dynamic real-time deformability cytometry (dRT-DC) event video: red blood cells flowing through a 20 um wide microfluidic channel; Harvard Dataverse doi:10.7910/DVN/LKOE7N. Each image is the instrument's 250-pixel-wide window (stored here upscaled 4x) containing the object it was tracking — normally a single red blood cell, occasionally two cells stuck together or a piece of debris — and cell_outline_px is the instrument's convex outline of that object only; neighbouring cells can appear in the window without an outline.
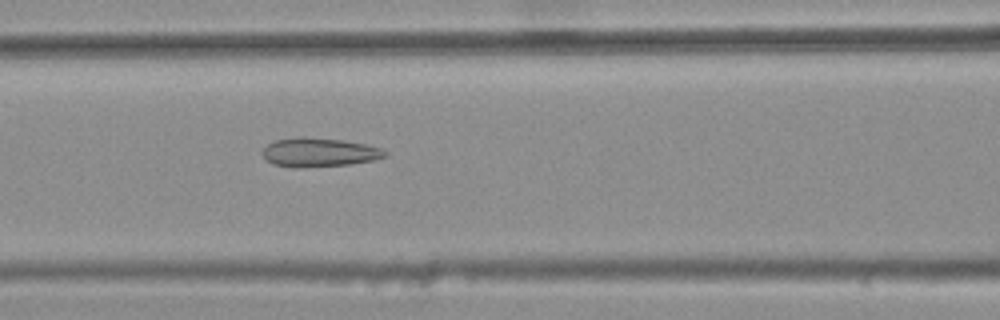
{"species": "common noctule bat (a hibernating species)", "species_latin": "Nyctalus noctula", "temperature_condition": "warm", "stored_images_in_passage": 37, "camera_frame_rate_fps": 3000, "um_per_image_px": 0.085, "animal": {"sex": "female", "body_mass_g": 25.1}, "frame": {"image": 1, "passage_image": 12, "time_ms": 3.667, "image_size_px": [1000, 320], "cell_outline_px": [[388, 156], [376, 160], [348, 164], [296, 168], [272, 164], [260, 152], [268, 144], [276, 140], [300, 136], [304, 136], [344, 140], [364, 144], [380, 148], [388, 152]], "centroid_in_image_um": [27.14, 12.94], "position_along_channel_um": 139.5, "area_um2": 20.75}}
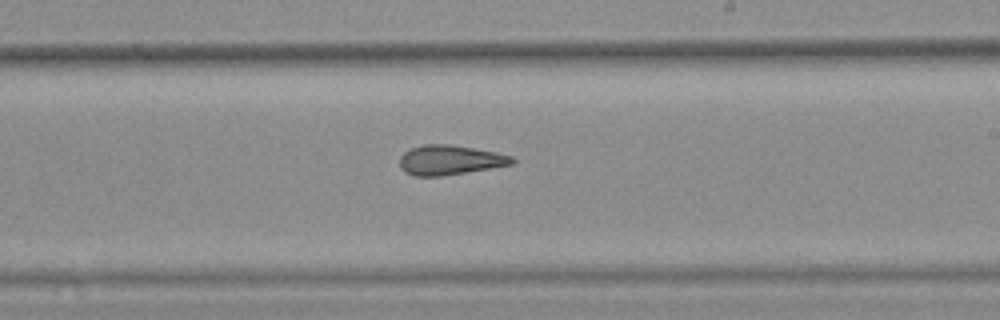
{"frame": {"image": 2, "passage_image": 21, "time_ms": 6.667, "image_size_px": [1000, 320], "cell_outline_px": [[516, 160], [512, 164], [440, 176], [416, 176], [404, 172], [400, 168], [400, 156], [404, 152], [412, 148], [424, 144], [448, 144], [496, 152], [512, 156]], "centroid_in_image_um": [38.2, 13.6], "position_along_channel_um": 250.8, "area_um2": 19.19}}
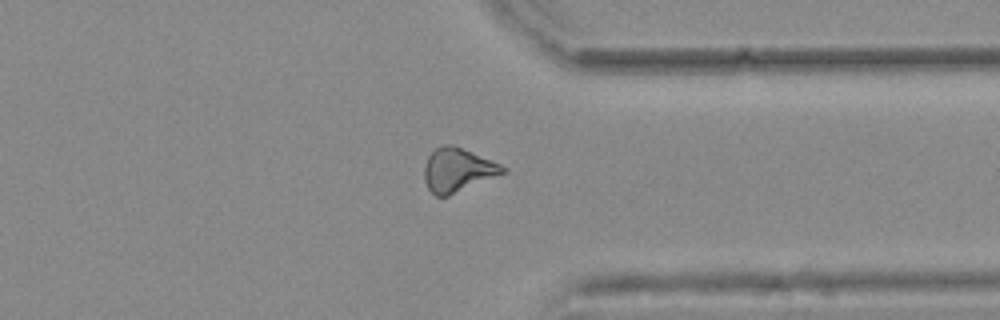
{"frame": {"image": 3, "passage_image": 31, "time_ms": 10.0, "image_size_px": [1000, 320], "cell_outline_px": [[508, 172], [448, 196], [436, 196], [428, 188], [424, 180], [424, 168], [428, 156], [436, 148], [444, 144], [456, 144], [492, 160], [508, 168]], "centroid_in_image_um": [38.93, 14.43], "position_along_channel_um": 372.5, "area_um2": 20.29}, "authors_computed_cell_mechanics": {"area_um2": 19.5942, "velocity_mm_per_s": 3.7182, "shape_relaxation_time_tau1_ms": null, "shape_relaxation_time_tau2_ms": 3.6996, "deformation_change_tau1": null, "deformation_change_tau2": 0.1302}}